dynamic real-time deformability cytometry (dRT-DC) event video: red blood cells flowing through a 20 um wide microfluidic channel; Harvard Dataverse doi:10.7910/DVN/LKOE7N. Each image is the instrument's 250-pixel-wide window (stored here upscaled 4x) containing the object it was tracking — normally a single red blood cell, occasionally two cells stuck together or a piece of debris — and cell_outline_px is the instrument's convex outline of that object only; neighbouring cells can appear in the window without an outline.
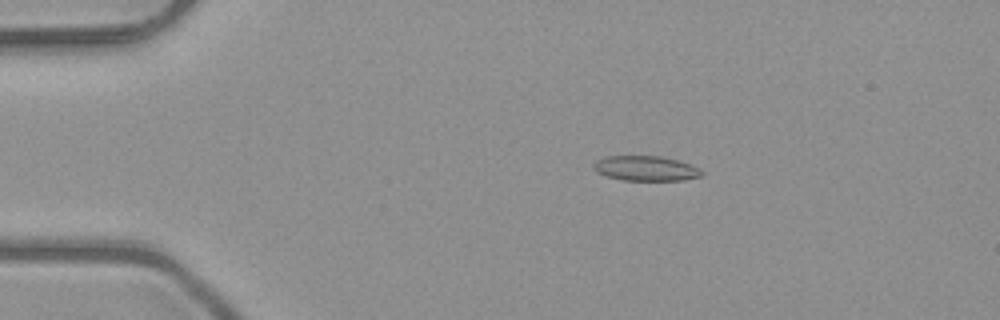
{"species": "common noctule bat (a hibernating species)", "species_latin": "Nyctalus noctula", "temperature_condition": "room temperature", "stored_images_in_passage": 46, "camera_frame_rate_fps": 3000, "um_per_image_px": 0.085, "animal": {"sex": "male", "body_mass_g": 23.1, "forearm_length_mm": 52.7}, "frame": {"image": 1, "passage_image": 5, "time_ms": 1.333, "image_size_px": [1000, 320], "cell_outline_px": [[704, 172], [700, 176], [680, 180], [624, 180], [608, 176], [596, 172], [592, 168], [592, 164], [596, 160], [604, 156], [660, 156], [676, 160], [700, 168]], "centroid_in_image_um": [54.84, 14.3], "position_along_channel_um": 30.2, "area_um2": 15.61}}
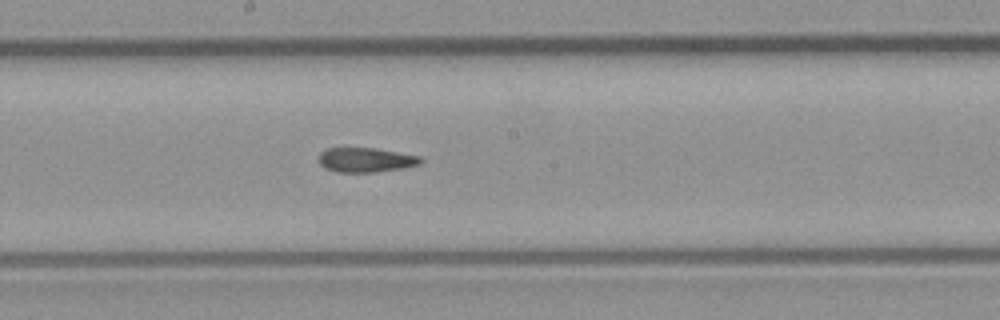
{"frame": {"image": 2, "passage_image": 23, "time_ms": 7.333, "image_size_px": [1000, 320], "cell_outline_px": [[424, 160], [420, 164], [404, 168], [376, 172], [336, 172], [324, 168], [320, 164], [316, 156], [320, 152], [328, 148], [372, 148], [420, 156]], "centroid_in_image_um": [31.05, 13.6], "position_along_channel_um": 217.1, "area_um2": 14.68}}
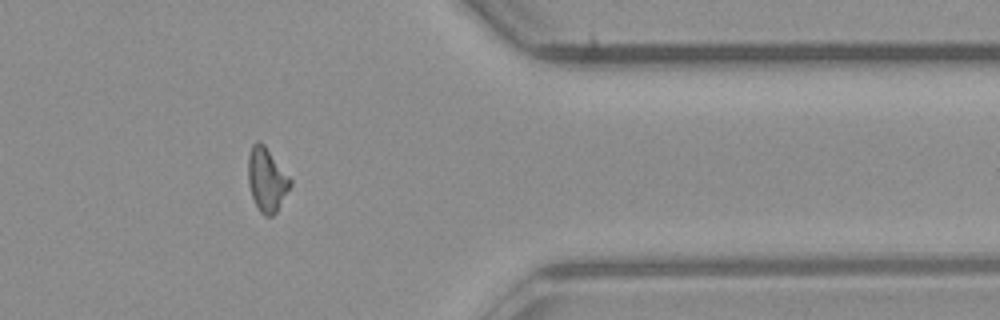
{"frame": {"image": 3, "passage_image": 37, "time_ms": 12.0, "image_size_px": [1000, 320], "cell_outline_px": [[292, 184], [276, 212], [272, 216], [264, 216], [260, 212], [252, 196], [248, 184], [248, 156], [252, 144], [256, 140], [264, 144], [292, 180]], "centroid_in_image_um": [22.66, 15.26], "position_along_channel_um": 388.7, "area_um2": 15.61}, "authors_computed_cell_mechanics": {"area_um2": 15.317, "velocity_mm_per_s": 4.0661, "shape_relaxation_time_tau1_ms": null, "shape_relaxation_time_tau2_ms": 3.7876, "deformation_change_tau1": null, "deformation_change_tau2": 0.1172}}